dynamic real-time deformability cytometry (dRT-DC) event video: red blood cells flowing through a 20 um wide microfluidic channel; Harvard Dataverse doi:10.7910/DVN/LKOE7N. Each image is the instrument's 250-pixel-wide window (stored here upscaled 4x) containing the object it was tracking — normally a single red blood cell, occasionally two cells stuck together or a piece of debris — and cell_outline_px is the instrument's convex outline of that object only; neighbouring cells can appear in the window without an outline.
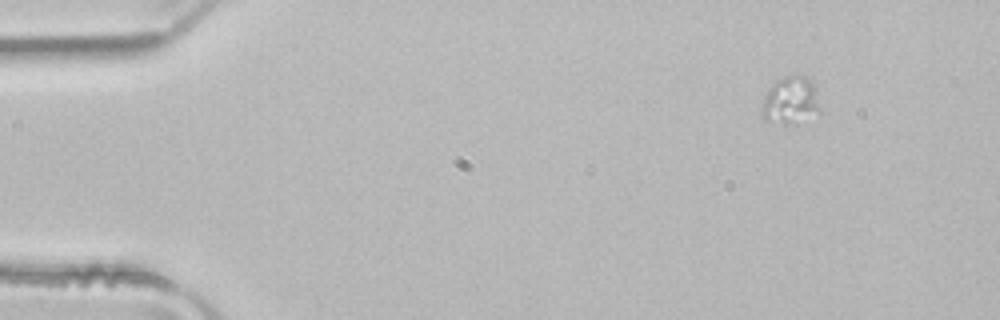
{"species": "common noctule bat (a hibernating species)", "species_latin": "Nyctalus noctula", "temperature_condition": "room temperature", "stored_images_in_passage": 4, "camera_frame_rate_fps": 3000, "um_per_image_px": 0.085, "animal": {"sex": "male", "body_mass_g": 21.5, "forearm_length_mm": 52.0}, "frame": {"image": 1, "passage_image": 1, "time_ms": 0.0, "image_size_px": [1000, 320], "cell_outline_px": [[824, 112], [820, 116], [796, 124], [784, 124], [764, 120], [760, 108], [764, 96], [772, 84], [776, 80], [784, 76], [804, 76], [812, 80]], "centroid_in_image_um": [67.27, 8.59], "position_along_channel_um": 17.7, "area_um2": 16.94}}
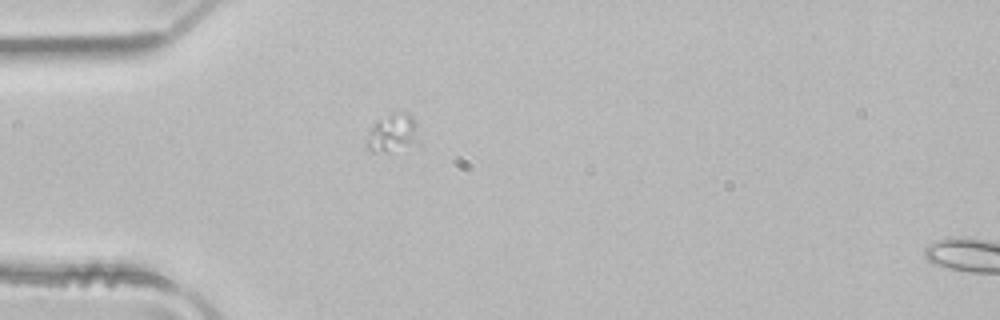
{"frame": {"image": 2, "passage_image": 3, "time_ms": 0.667, "image_size_px": [1000, 320], "cell_outline_px": [[420, 144], [408, 152], [372, 152], [364, 144], [368, 132], [380, 120], [392, 112], [408, 112], [416, 120]], "centroid_in_image_um": [33.47, 11.39], "position_along_channel_um": 51.5, "area_um2": 12.48}}